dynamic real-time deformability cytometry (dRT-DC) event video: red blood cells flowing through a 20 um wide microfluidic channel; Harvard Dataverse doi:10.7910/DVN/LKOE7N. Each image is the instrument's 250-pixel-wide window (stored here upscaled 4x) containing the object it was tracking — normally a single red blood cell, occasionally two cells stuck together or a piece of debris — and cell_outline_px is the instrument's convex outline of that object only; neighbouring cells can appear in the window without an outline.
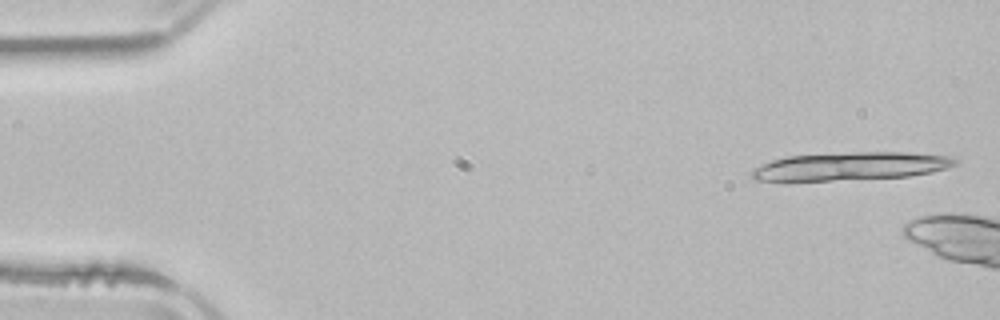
{"species": "common noctule bat (a hibernating species)", "species_latin": "Nyctalus noctula", "temperature_condition": "room temperature", "stored_images_in_passage": 5, "camera_frame_rate_fps": 3000, "um_per_image_px": 0.085, "animal": {"sex": "male", "body_mass_g": 21.5, "forearm_length_mm": 52.0}, "frame": {"image": 1, "passage_image": 1, "time_ms": 0.0, "image_size_px": [1000, 320], "cell_outline_px": [[960, 160], [956, 164], [948, 168], [932, 172], [908, 176], [792, 184], [784, 184], [752, 180], [748, 176], [752, 168], [772, 160], [788, 156], [852, 152], [908, 152], [948, 156]], "centroid_in_image_um": [72.11, 14.18], "position_along_channel_um": 12.9, "area_um2": 34.97}}